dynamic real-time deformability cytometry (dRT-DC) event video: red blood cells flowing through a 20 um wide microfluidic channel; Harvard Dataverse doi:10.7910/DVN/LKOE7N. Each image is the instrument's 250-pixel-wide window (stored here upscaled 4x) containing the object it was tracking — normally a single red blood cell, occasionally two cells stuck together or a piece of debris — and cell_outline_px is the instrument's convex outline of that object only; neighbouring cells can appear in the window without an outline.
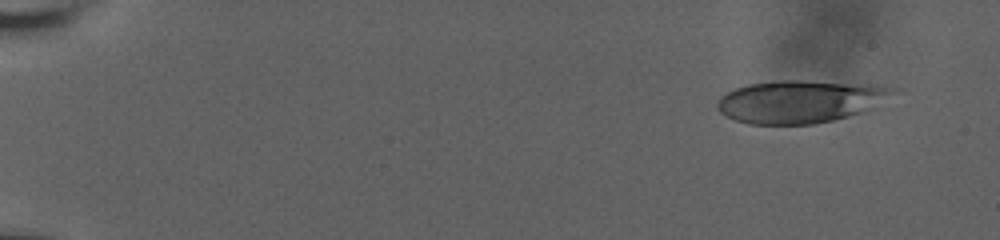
{"species": "human", "species_latin": "Homo sapiens", "temperature_condition": "room temperature", "stored_images_in_passage": 67, "camera_frame_rate_fps": 3000, "um_per_image_px": 0.085, "donor": {"sex": "male"}, "frame": {"image": 1, "passage_image": 1, "time_ms": 0.0, "image_size_px": [1000, 240], "cell_outline_px": [[892, 92], [860, 112], [832, 120], [812, 124], [748, 124], [736, 120], [720, 112], [716, 108], [716, 104], [720, 96], [736, 88], [748, 84], [776, 80], [800, 80], [892, 88]], "centroid_in_image_um": [67.76, 8.64], "position_along_channel_um": 17.2, "area_um2": 41.91}}
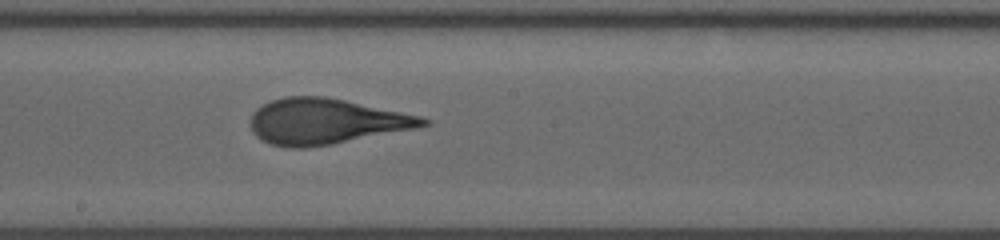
{"frame": {"image": 2, "passage_image": 42, "time_ms": 10.0, "image_size_px": [1000, 240], "cell_outline_px": [[432, 124], [420, 128], [332, 144], [304, 148], [288, 148], [272, 144], [260, 140], [252, 132], [252, 112], [256, 108], [272, 100], [284, 96], [324, 96], [344, 100], [420, 116], [432, 120]], "centroid_in_image_um": [27.72, 10.33], "position_along_channel_um": 220.5, "area_um2": 45.95}}
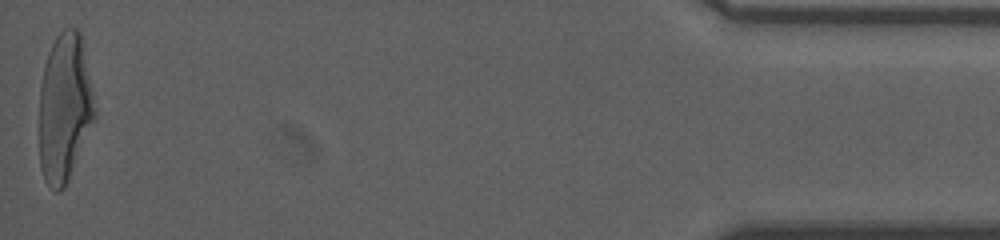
{"frame": {"image": 3, "passage_image": 67, "time_ms": 18.0, "image_size_px": [1000, 240], "cell_outline_px": [[96, 116], [64, 188], [60, 192], [56, 192], [44, 180], [40, 168], [40, 88], [44, 68], [48, 52], [56, 36], [64, 28], [76, 28], [80, 32], [96, 108]], "centroid_in_image_um": [5.49, 9.16], "position_along_channel_um": 429.7, "area_um2": 47.57}, "authors_computed_cell_mechanics": {"area_um2": 44.9684, "velocity_mm_per_s": 3.6571, "shape_relaxation_time_tau1_ms": 5.4331, "shape_relaxation_time_tau2_ms": 0.8444, "deformation_change_tau1": 0.2399, "deformation_change_tau2": 0.0997}}